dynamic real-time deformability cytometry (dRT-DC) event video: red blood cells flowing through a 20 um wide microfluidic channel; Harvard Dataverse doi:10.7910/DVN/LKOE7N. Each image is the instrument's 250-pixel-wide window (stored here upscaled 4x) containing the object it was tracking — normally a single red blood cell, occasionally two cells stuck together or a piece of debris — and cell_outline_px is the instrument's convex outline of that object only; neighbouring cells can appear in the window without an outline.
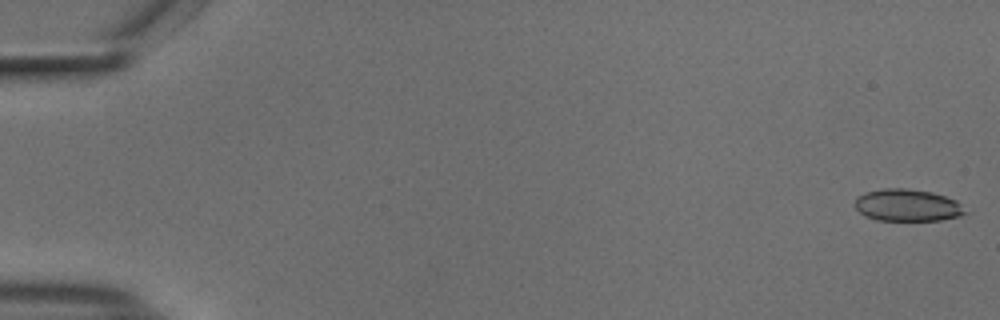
{"species": "common noctule bat (a hibernating species)", "species_latin": "Nyctalus noctula", "temperature_condition": "cold", "stored_images_in_passage": 25, "camera_frame_rate_fps": 3000, "um_per_image_px": 0.085, "animal": {"sex": "male", "body_mass_g": 18.8}, "frame": {"image": 1, "passage_image": 1, "time_ms": 0.0, "image_size_px": [1000, 320], "cell_outline_px": [[972, 212], [964, 216], [940, 220], [876, 220], [864, 216], [852, 204], [856, 196], [864, 192], [884, 188], [904, 188], [932, 192], [956, 200]], "centroid_in_image_um": [77.16, 17.45], "position_along_channel_um": 7.8, "area_um2": 21.15}}
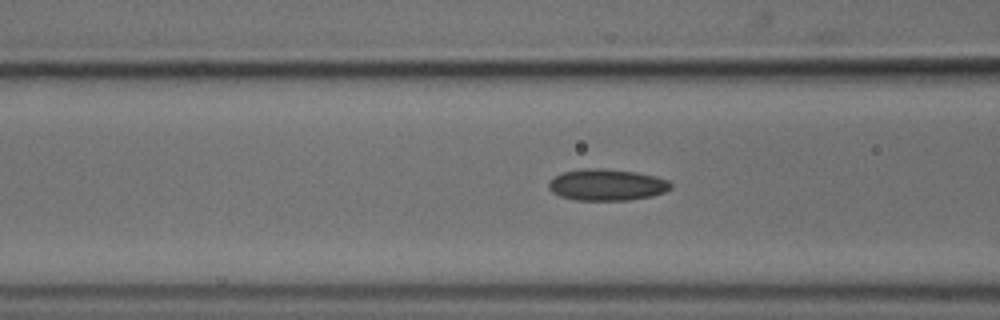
{"frame": {"image": 2, "passage_image": 22, "time_ms": 7.0, "image_size_px": [1000, 320], "cell_outline_px": [[672, 188], [664, 192], [652, 196], [628, 200], [576, 200], [560, 196], [552, 192], [548, 188], [548, 184], [556, 176], [564, 172], [580, 168], [600, 168], [636, 172], [656, 176], [668, 180], [672, 184]], "centroid_in_image_um": [51.6, 15.71], "position_along_channel_um": 115.0, "area_um2": 22.43}}
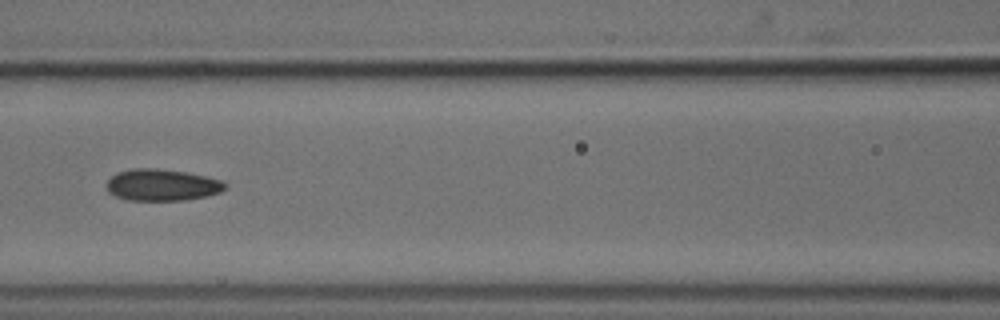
{"frame": {"image": 3, "passage_image": 25, "time_ms": 8.0, "image_size_px": [1000, 320], "cell_outline_px": [[228, 184], [220, 192], [208, 196], [184, 200], [128, 200], [116, 196], [108, 192], [104, 184], [116, 172], [132, 168], [156, 168], [188, 172], [208, 176], [220, 180]], "centroid_in_image_um": [13.75, 15.71], "position_along_channel_um": 152.8, "area_um2": 22.14}}